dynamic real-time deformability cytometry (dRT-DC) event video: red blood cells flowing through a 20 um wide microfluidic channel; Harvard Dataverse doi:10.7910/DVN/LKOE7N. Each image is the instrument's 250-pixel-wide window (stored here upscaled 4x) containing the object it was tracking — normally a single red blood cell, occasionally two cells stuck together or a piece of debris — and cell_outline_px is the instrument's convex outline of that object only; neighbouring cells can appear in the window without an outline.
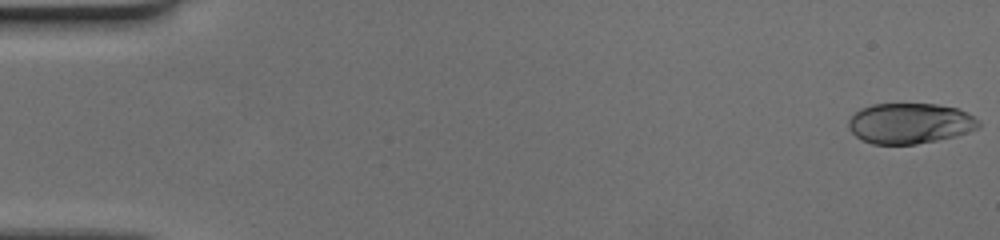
{"species": "human", "species_latin": "Homo sapiens", "temperature_condition": "cold", "stored_images_in_passage": 15, "camera_frame_rate_fps": 3000, "um_per_image_px": 0.085, "donor": {"sex": "female"}, "frame": {"image": 1, "passage_image": 1, "time_ms": 0.0, "image_size_px": [1000, 240], "cell_outline_px": [[980, 128], [956, 136], [916, 144], [872, 144], [856, 136], [848, 128], [848, 120], [860, 108], [872, 104], [936, 104], [956, 108], [968, 112], [980, 120]], "centroid_in_image_um": [77.37, 10.48], "position_along_channel_um": 7.6, "area_um2": 30.87}}
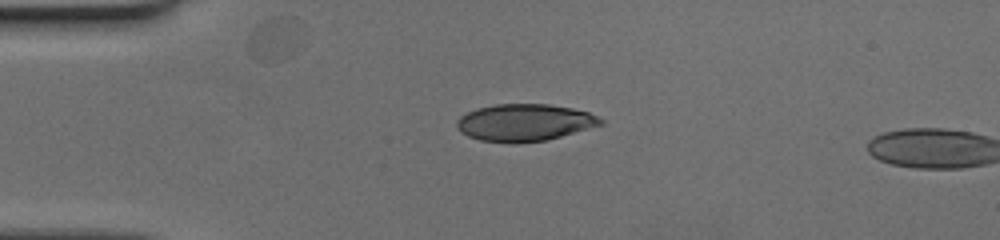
{"frame": {"image": 2, "passage_image": 13, "time_ms": 4.0, "image_size_px": [1000, 240], "cell_outline_px": [[604, 124], [560, 136], [544, 140], [480, 140], [468, 136], [456, 124], [456, 120], [460, 116], [476, 108], [496, 104], [548, 104], [572, 108], [588, 112], [604, 120]], "centroid_in_image_um": [44.62, 10.36], "position_along_channel_um": 40.4, "area_um2": 30.0}}